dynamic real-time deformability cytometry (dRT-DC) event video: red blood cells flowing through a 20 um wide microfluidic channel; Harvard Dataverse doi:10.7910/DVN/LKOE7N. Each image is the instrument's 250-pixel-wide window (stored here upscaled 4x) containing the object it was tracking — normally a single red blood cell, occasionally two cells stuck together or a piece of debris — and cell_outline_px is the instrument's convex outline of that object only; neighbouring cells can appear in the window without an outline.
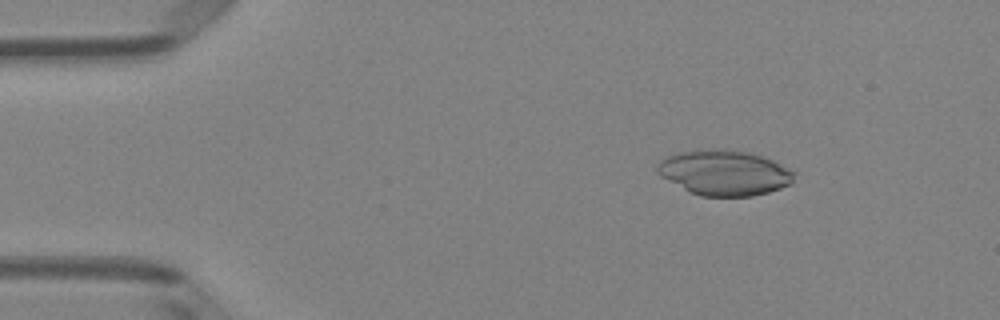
{"species": "Egyptian fruit bat (a non-hibernating species)", "species_latin": "Rousettus aegyptiacus", "temperature_condition": "room temperature", "stored_images_in_passage": 47, "camera_frame_rate_fps": 3000, "um_per_image_px": 0.085, "animal": {"sex": "female"}, "frame": {"image": 1, "passage_image": 5, "time_ms": 1.333, "image_size_px": [1000, 320], "cell_outline_px": [[796, 172], [792, 184], [768, 192], [752, 196], [700, 196], [660, 176], [656, 172], [656, 164], [660, 160], [676, 152], [700, 148], [728, 148], [748, 152], [764, 156]], "centroid_in_image_um": [61.56, 14.65], "position_along_channel_um": 23.4, "area_um2": 36.53}}
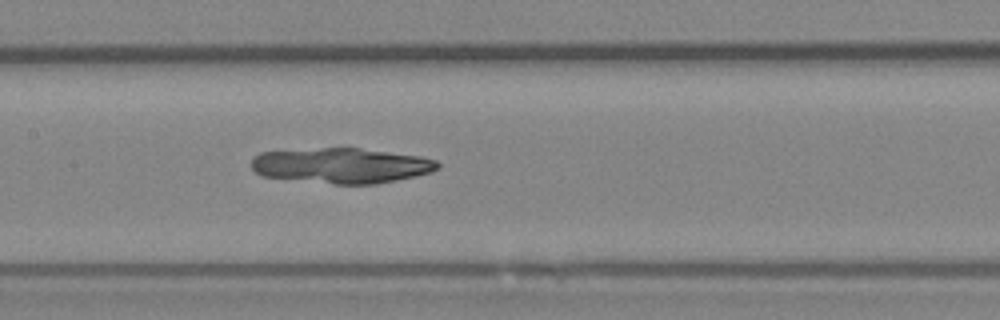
{"frame": {"image": 2, "passage_image": 22, "time_ms": 7.0, "image_size_px": [1000, 320], "cell_outline_px": [[440, 168], [432, 172], [416, 176], [376, 184], [336, 184], [264, 176], [256, 172], [252, 168], [252, 156], [260, 152], [324, 148], [360, 148], [420, 156], [436, 160], [440, 164]], "centroid_in_image_um": [29.06, 14.07], "position_along_channel_um": 178.3, "area_um2": 38.15}}
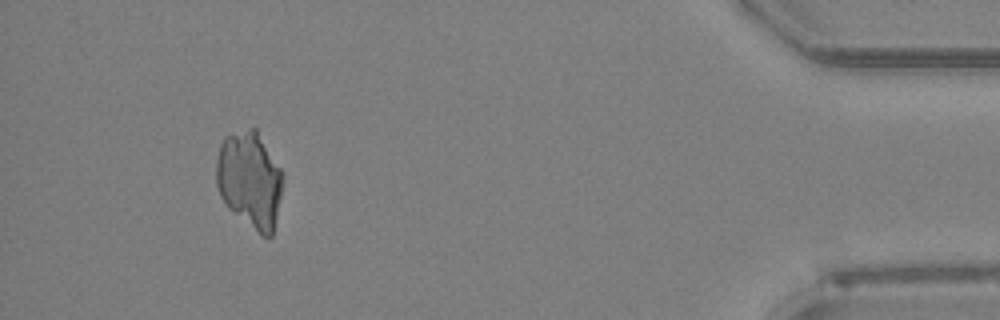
{"frame": {"image": 3, "passage_image": 44, "time_ms": 14.333, "image_size_px": [1000, 320], "cell_outline_px": [[284, 176], [272, 236], [260, 236], [228, 208], [220, 196], [216, 184], [216, 160], [220, 144], [224, 136], [252, 128], [256, 128], [280, 168]], "centroid_in_image_um": [21.21, 15.29], "position_along_channel_um": 414.0, "area_um2": 37.34}}